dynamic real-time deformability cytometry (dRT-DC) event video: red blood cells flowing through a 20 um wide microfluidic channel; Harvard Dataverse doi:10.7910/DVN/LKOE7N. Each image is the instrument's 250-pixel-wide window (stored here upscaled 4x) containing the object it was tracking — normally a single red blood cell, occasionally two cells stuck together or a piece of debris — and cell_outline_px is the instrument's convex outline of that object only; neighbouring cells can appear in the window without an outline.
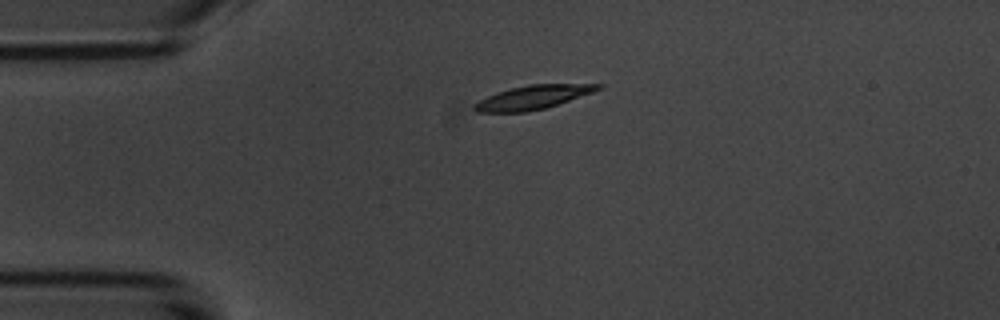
{"species": "common noctule bat (a hibernating species)", "species_latin": "Nyctalus noctula", "temperature_condition": "room temperature", "stored_images_in_passage": 2, "camera_frame_rate_fps": 3000, "um_per_image_px": 0.085, "animal": {"sex": "male", "body_mass_g": 20.1, "forearm_length_mm": 53.5}, "frame": {"image": 1, "passage_image": 1, "time_ms": 0.0, "image_size_px": [1000, 320], "cell_outline_px": [[604, 84], [600, 88], [592, 92], [544, 108], [524, 112], [476, 112], [472, 108], [472, 104], [496, 92], [528, 84]], "centroid_in_image_um": [45.22, 8.27], "position_along_channel_um": 39.8, "area_um2": 16.82}}